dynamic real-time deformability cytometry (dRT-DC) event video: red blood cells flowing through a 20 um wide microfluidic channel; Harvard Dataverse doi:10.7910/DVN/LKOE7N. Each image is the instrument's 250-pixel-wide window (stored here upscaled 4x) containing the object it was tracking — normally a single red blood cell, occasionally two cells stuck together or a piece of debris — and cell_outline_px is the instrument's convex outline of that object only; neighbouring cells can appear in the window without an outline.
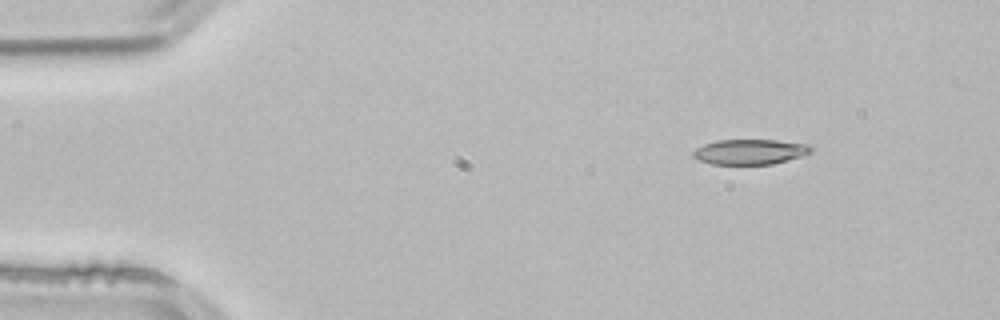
{"species": "common noctule bat (a hibernating species)", "species_latin": "Nyctalus noctula", "temperature_condition": "room temperature", "stored_images_in_passage": 3, "camera_frame_rate_fps": 3000, "um_per_image_px": 0.085, "animal": {"sex": "male", "body_mass_g": 21.5, "forearm_length_mm": 52.0}, "frame": {"image": 1, "passage_image": 1, "time_ms": 0.0, "image_size_px": [1000, 320], "cell_outline_px": [[816, 148], [812, 152], [800, 156], [772, 164], [712, 164], [696, 160], [692, 156], [692, 152], [696, 148], [704, 144], [716, 140], [776, 140], [812, 144]], "centroid_in_image_um": [63.77, 12.89], "position_along_channel_um": 21.2, "area_um2": 17.51}}
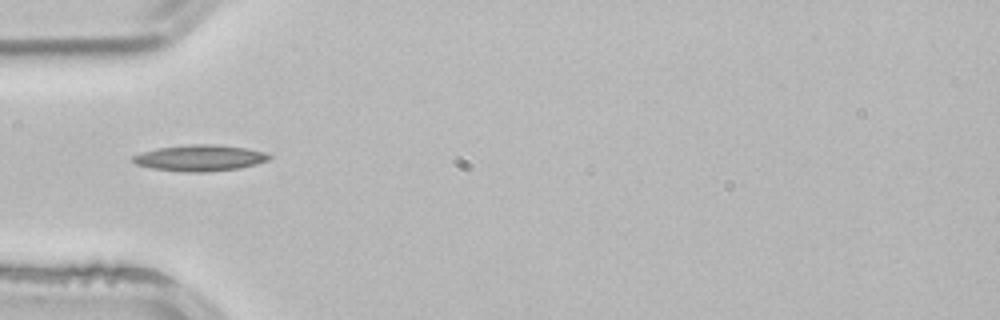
{"frame": {"image": 2, "passage_image": 3, "time_ms": 0.667, "image_size_px": [1000, 320], "cell_outline_px": [[272, 156], [268, 160], [256, 164], [240, 168], [204, 172], [184, 172], [152, 168], [136, 164], [128, 160], [132, 156], [156, 148], [192, 144], [216, 144], [248, 148], [264, 152]], "centroid_in_image_um": [16.98, 13.42], "position_along_channel_um": 68.0, "area_um2": 20.87}}